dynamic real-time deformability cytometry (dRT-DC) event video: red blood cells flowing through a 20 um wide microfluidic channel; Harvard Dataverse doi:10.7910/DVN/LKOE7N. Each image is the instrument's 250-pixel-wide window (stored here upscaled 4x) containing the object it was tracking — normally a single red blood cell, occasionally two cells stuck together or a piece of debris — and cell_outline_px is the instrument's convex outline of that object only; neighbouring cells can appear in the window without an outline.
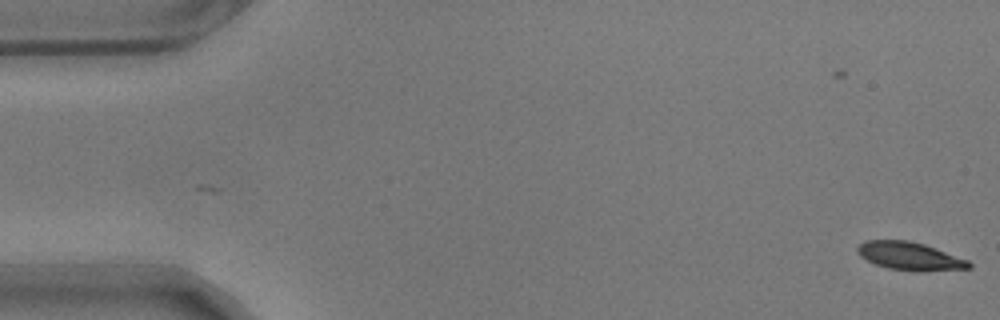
{"species": "common noctule bat (a hibernating species)", "species_latin": "Nyctalus noctula", "temperature_condition": "warm", "stored_images_in_passage": 57, "camera_frame_rate_fps": 3000, "um_per_image_px": 0.085, "animal": {"sex": "male", "body_mass_g": 17.9}, "frame": {"image": 1, "passage_image": 1, "time_ms": 0.0, "image_size_px": [1000, 320], "cell_outline_px": [[972, 268], [924, 272], [888, 268], [876, 264], [860, 256], [856, 252], [856, 248], [864, 240], [908, 240], [924, 244], [968, 260], [972, 264]], "centroid_in_image_um": [77.34, 21.77], "position_along_channel_um": 7.7, "area_um2": 18.26}}
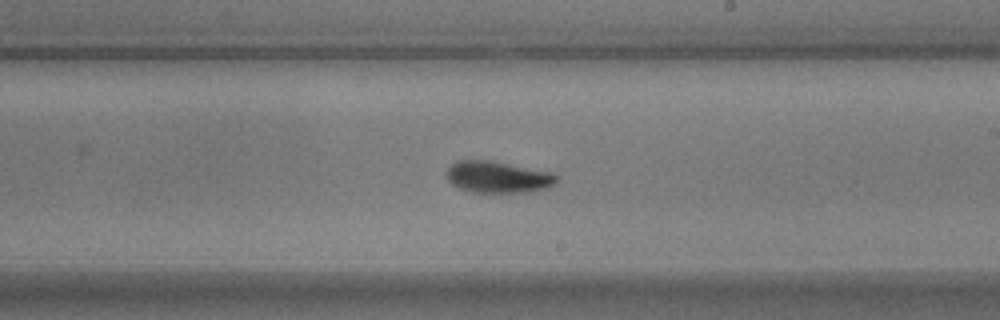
{"frame": {"image": 2, "passage_image": 33, "time_ms": 10.667, "image_size_px": [1000, 320], "cell_outline_px": [[560, 176], [556, 184], [548, 188], [528, 192], [472, 192], [460, 188], [452, 184], [444, 176], [444, 172], [456, 160], [492, 160], [552, 172]], "centroid_in_image_um": [42.33, 15.04], "position_along_channel_um": 246.7, "area_um2": 20.69}}
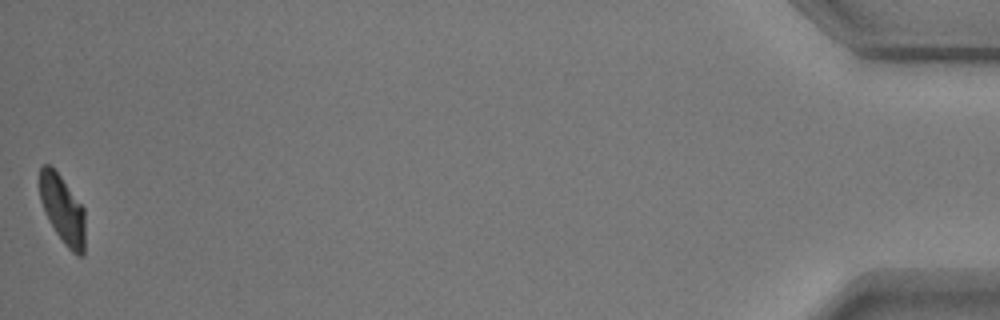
{"frame": {"image": 3, "passage_image": 57, "time_ms": 18.667, "image_size_px": [1000, 320], "cell_outline_px": [[84, 256], [76, 256], [64, 244], [48, 220], [40, 200], [40, 168], [44, 164], [48, 164], [60, 176], [84, 208]], "centroid_in_image_um": [5.32, 17.84], "position_along_channel_um": 429.9, "area_um2": 17.86}, "authors_computed_cell_mechanics": {"area_um2": 19.5942, "velocity_mm_per_s": 3.5128, "shape_relaxation_time_tau1_ms": 4.2044, "shape_relaxation_time_tau2_ms": 1.5615, "deformation_change_tau1": 0.1413, "deformation_change_tau2": 0.0619}}